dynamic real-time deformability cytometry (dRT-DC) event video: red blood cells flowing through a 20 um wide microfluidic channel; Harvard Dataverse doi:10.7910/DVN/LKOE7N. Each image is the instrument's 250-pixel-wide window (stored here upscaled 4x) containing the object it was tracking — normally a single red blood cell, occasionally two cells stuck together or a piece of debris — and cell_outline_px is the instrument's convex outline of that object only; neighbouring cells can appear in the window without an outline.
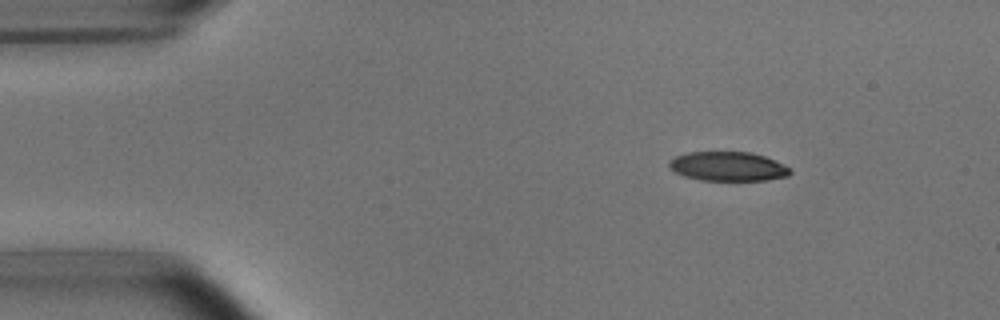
{"species": "common noctule bat (a hibernating species)", "species_latin": "Nyctalus noctula", "temperature_condition": "room temperature", "stored_images_in_passage": 4, "camera_frame_rate_fps": 3000, "um_per_image_px": 0.085, "animal": {"sex": "male", "body_mass_g": 15.6}, "frame": {"image": 1, "passage_image": 1, "time_ms": 0.0, "image_size_px": [1000, 320], "cell_outline_px": [[792, 172], [788, 176], [768, 180], [700, 180], [684, 176], [668, 168], [668, 160], [676, 156], [688, 152], [752, 152], [764, 156], [788, 168]], "centroid_in_image_um": [61.82, 14.14], "position_along_channel_um": 23.2, "area_um2": 20.52}}